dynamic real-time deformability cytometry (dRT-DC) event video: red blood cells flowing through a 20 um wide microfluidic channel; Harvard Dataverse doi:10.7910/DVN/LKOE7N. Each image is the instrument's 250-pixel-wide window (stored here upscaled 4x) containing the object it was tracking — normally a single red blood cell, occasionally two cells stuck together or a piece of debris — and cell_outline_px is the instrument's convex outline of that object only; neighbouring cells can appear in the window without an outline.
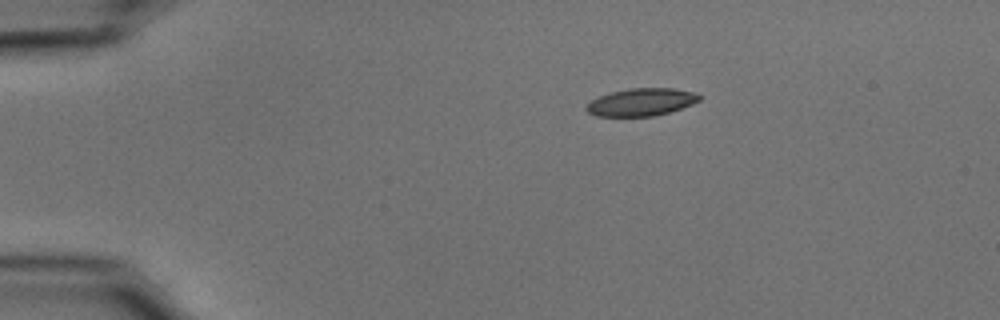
{"species": "common noctule bat (a hibernating species)", "species_latin": "Nyctalus noctula", "temperature_condition": "cold", "stored_images_in_passage": 45, "segment_of_instrument_passage": [1, 2], "camera_frame_rate_fps": 3000, "um_per_image_px": 0.085, "animal": {"sex": "male", "body_mass_g": 15.6}, "frame": {"image": 1, "passage_image": 1, "time_ms": 0.0, "image_size_px": [1000, 320], "cell_outline_px": [[700, 100], [692, 104], [668, 112], [652, 116], [596, 116], [588, 112], [584, 108], [592, 100], [608, 92], [628, 88], [672, 88], [696, 92], [700, 96]], "centroid_in_image_um": [54.5, 8.67], "position_along_channel_um": 30.5, "area_um2": 18.09}}
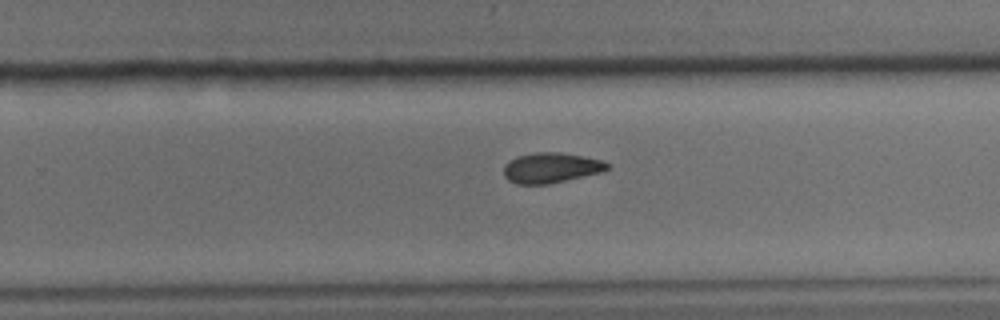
{"frame": {"image": 2, "passage_image": 26, "time_ms": 8.333, "image_size_px": [1000, 320], "cell_outline_px": [[612, 164], [608, 168], [600, 172], [548, 184], [516, 184], [508, 180], [504, 176], [504, 164], [508, 160], [516, 156], [536, 152], [560, 152], [584, 156], [600, 160]], "centroid_in_image_um": [46.79, 14.25], "position_along_channel_um": 283.0, "area_um2": 18.26}}
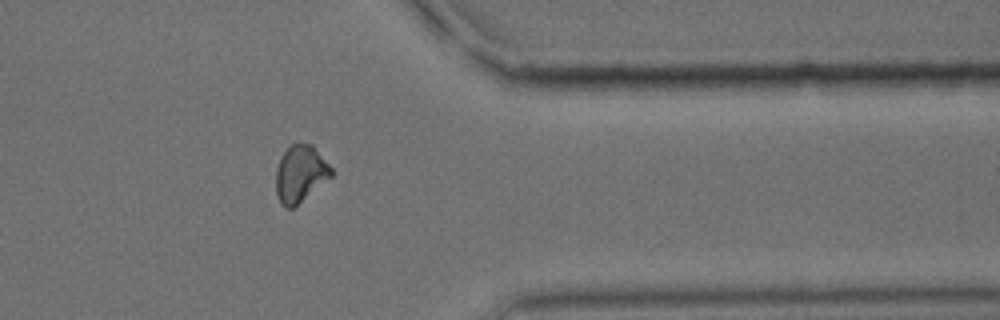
{"frame": {"image": 3, "passage_image": 35, "time_ms": 11.333, "image_size_px": [1000, 320], "cell_outline_px": [[332, 176], [292, 208], [284, 208], [280, 204], [276, 192], [276, 168], [284, 152], [296, 140], [312, 144], [332, 168]], "centroid_in_image_um": [25.51, 14.74], "position_along_channel_um": 385.9, "area_um2": 18.32}}